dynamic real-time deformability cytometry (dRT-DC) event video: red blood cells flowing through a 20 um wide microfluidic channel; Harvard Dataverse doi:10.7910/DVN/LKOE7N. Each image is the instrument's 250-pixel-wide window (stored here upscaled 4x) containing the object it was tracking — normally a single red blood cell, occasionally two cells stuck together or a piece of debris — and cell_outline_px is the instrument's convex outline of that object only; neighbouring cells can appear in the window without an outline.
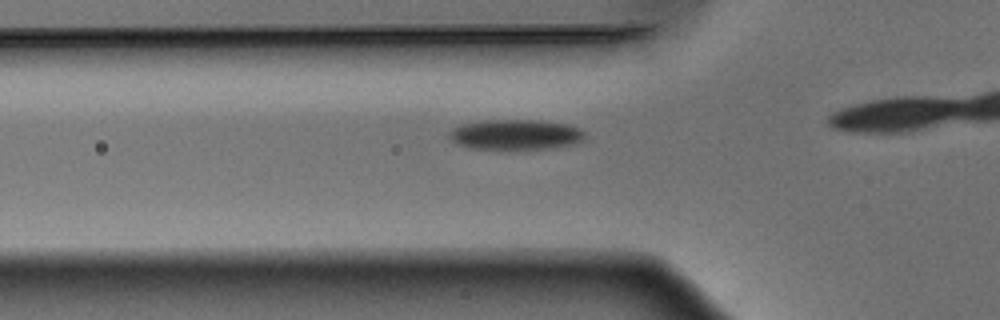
{"species": "Egyptian fruit bat (a non-hibernating species)", "species_latin": "Rousettus aegyptiacus", "temperature_condition": "warm", "stored_images_in_passage": 25, "camera_frame_rate_fps": 3000, "um_per_image_px": 0.085, "animal": {"sex": "male"}, "frame": {"image": 1, "passage_image": 2, "time_ms": 0.333, "image_size_px": [1000, 320], "cell_outline_px": [[584, 140], [580, 144], [552, 148], [472, 148], [460, 144], [452, 140], [448, 136], [448, 132], [452, 128], [464, 124], [484, 120], [536, 120], [568, 124], [580, 128], [584, 132]], "centroid_in_image_um": [43.89, 11.43], "position_along_channel_um": 81.9, "area_um2": 23.76}}
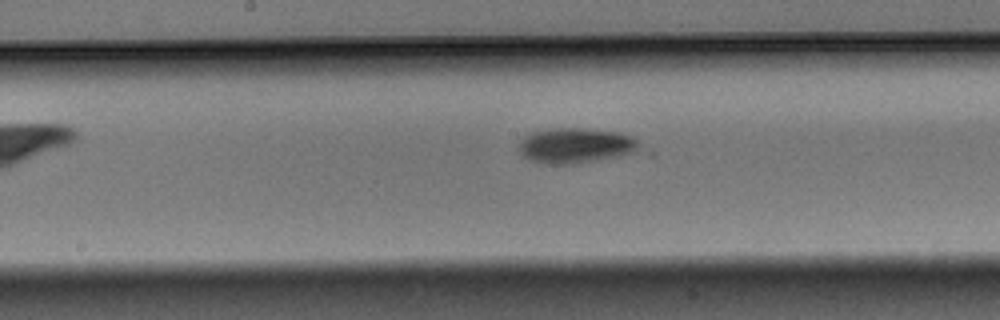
{"frame": {"image": 2, "passage_image": 11, "time_ms": 3.333, "image_size_px": [1000, 320], "cell_outline_px": [[640, 144], [632, 152], [620, 156], [576, 164], [544, 164], [532, 160], [524, 156], [516, 148], [520, 140], [528, 132], [552, 128], [580, 128], [620, 132], [632, 136]], "centroid_in_image_um": [48.86, 12.36], "position_along_channel_um": 199.3, "area_um2": 24.91}}
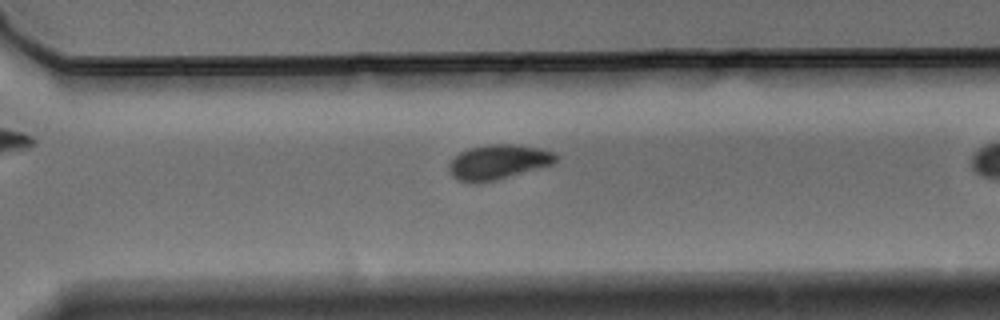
{"frame": {"image": 3, "passage_image": 21, "time_ms": 6.667, "image_size_px": [1000, 320], "cell_outline_px": [[556, 160], [552, 164], [540, 168], [496, 180], [476, 184], [468, 184], [456, 180], [448, 172], [448, 164], [460, 152], [468, 148], [488, 144], [512, 144], [540, 148], [552, 152], [556, 156]], "centroid_in_image_um": [42.27, 13.79], "position_along_channel_um": 328.3, "area_um2": 21.85}}